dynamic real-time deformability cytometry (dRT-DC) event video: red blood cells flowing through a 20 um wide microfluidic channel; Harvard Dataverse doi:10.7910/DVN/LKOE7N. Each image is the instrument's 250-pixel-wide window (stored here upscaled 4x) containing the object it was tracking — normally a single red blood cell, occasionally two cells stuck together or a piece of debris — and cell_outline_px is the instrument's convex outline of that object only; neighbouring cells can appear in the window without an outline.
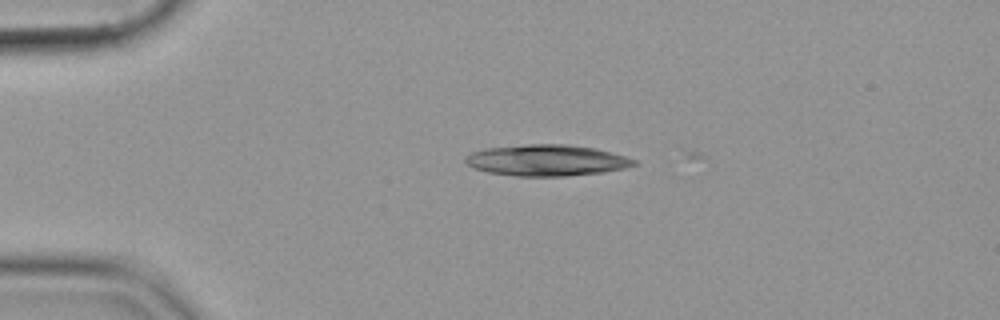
{"species": "common noctule bat (a hibernating species)", "species_latin": "Nyctalus noctula", "temperature_condition": "cold", "stored_images_in_passage": 11, "camera_frame_rate_fps": 3000, "um_per_image_px": 0.085, "animal": {"sex": "female", "body_mass_g": 19.9}, "frame": {"image": 1, "passage_image": 2, "time_ms": 0.333, "image_size_px": [1000, 320], "cell_outline_px": [[640, 164], [624, 168], [604, 172], [564, 176], [516, 176], [488, 172], [476, 168], [468, 164], [464, 160], [464, 156], [472, 152], [484, 148], [528, 144], [568, 144], [596, 148], [624, 156], [636, 160]], "centroid_in_image_um": [46.48, 13.62], "position_along_channel_um": 38.5, "area_um2": 30.69}}